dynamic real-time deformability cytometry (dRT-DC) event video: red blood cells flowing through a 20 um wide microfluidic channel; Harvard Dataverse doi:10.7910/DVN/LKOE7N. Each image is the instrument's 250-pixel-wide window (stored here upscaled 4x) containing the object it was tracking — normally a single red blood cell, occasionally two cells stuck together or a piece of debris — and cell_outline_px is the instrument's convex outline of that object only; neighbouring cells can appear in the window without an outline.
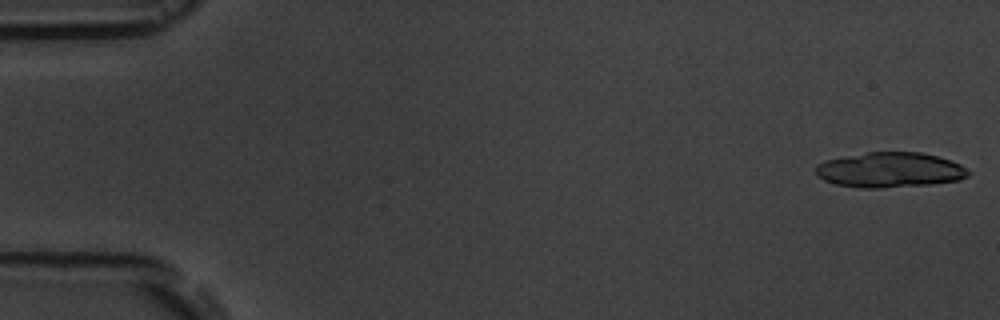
{"species": "common noctule bat (a hibernating species)", "species_latin": "Nyctalus noctula", "temperature_condition": "room temperature", "stored_images_in_passage": 7, "camera_frame_rate_fps": 3000, "um_per_image_px": 0.085, "animal": {"sex": "male", "body_mass_g": 19.5, "forearm_length_mm": 54.6}, "frame": {"image": 1, "passage_image": 1, "time_ms": 0.0, "image_size_px": [1000, 320], "cell_outline_px": [[972, 172], [968, 176], [960, 180], [932, 184], [880, 188], [856, 188], [836, 184], [824, 180], [816, 172], [816, 164], [824, 160], [868, 152], [920, 152], [952, 160], [960, 164]], "centroid_in_image_um": [75.67, 14.45], "position_along_channel_um": 9.3, "area_um2": 31.39}}
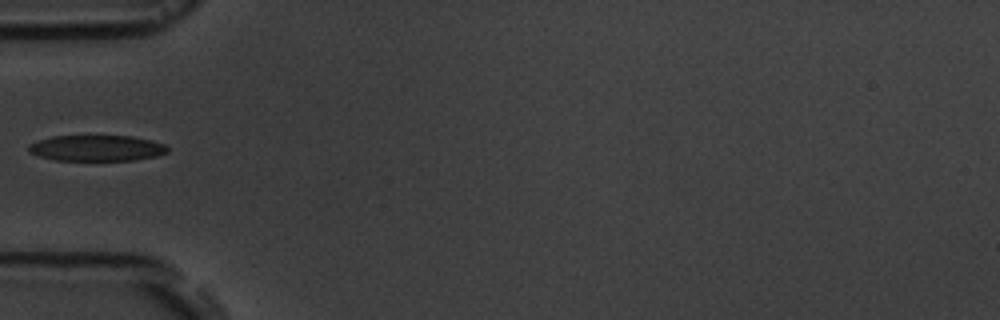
{"frame": {"image": 2, "passage_image": 6, "time_ms": 6.0, "image_size_px": [1000, 320], "cell_outline_px": [[168, 152], [156, 156], [132, 160], [56, 160], [40, 156], [28, 152], [28, 144], [52, 136], [132, 136], [152, 140], [164, 144], [168, 148]], "centroid_in_image_um": [8.22, 12.58], "position_along_channel_um": 76.8, "area_um2": 20.87}}
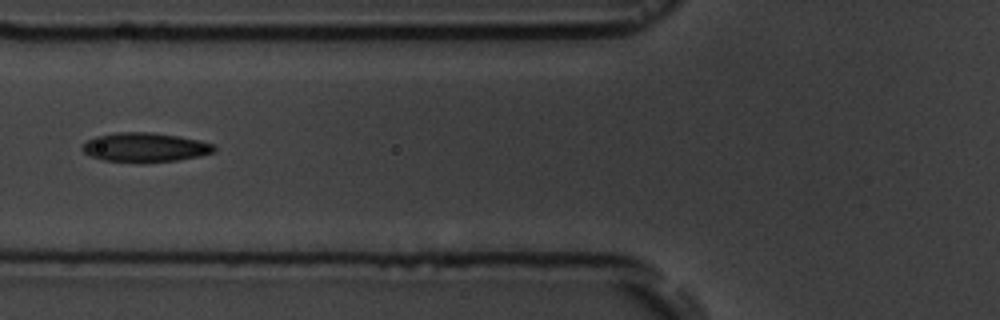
{"frame": {"image": 3, "passage_image": 7, "time_ms": 7.0, "image_size_px": [1000, 320], "cell_outline_px": [[216, 152], [200, 156], [176, 160], [144, 164], [136, 164], [104, 160], [92, 156], [84, 152], [80, 148], [88, 140], [96, 136], [120, 132], [152, 132], [176, 136], [196, 140], [212, 144], [216, 148]], "centroid_in_image_um": [12.31, 12.55], "position_along_channel_um": 113.5, "area_um2": 22.66}}